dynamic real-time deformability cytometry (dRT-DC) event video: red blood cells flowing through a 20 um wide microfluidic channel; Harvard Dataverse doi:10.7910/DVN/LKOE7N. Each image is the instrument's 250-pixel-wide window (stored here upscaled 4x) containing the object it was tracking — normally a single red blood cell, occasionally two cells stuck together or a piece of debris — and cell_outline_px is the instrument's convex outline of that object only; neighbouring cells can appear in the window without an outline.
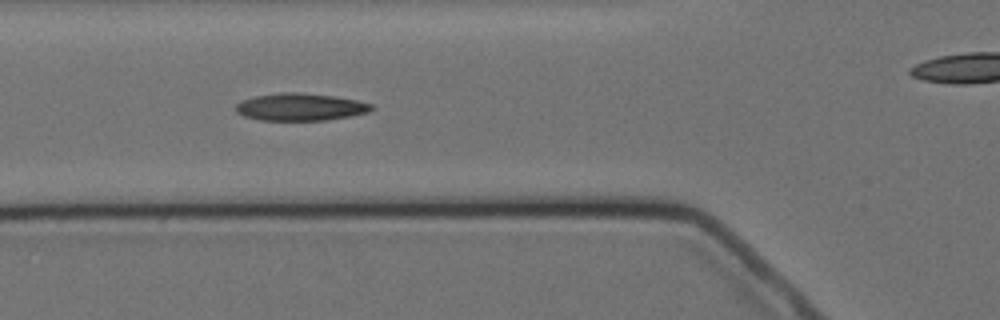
{"species": "Egyptian fruit bat (a non-hibernating species)", "species_latin": "Rousettus aegyptiacus", "temperature_condition": "cold", "stored_images_in_passage": 7, "segment_of_instrument_passage": [1, 2], "camera_frame_rate_fps": 3000, "um_per_image_px": 0.085, "animal": {"sex": "female"}, "frame": {"image": 1, "passage_image": 6, "time_ms": 5.667, "image_size_px": [1000, 320], "cell_outline_px": [[376, 108], [372, 112], [328, 120], [260, 120], [244, 116], [236, 112], [236, 104], [240, 100], [256, 96], [280, 92], [300, 92], [336, 96], [356, 100], [372, 104]], "centroid_in_image_um": [25.57, 9.09], "position_along_channel_um": 100.2, "area_um2": 21.91}}